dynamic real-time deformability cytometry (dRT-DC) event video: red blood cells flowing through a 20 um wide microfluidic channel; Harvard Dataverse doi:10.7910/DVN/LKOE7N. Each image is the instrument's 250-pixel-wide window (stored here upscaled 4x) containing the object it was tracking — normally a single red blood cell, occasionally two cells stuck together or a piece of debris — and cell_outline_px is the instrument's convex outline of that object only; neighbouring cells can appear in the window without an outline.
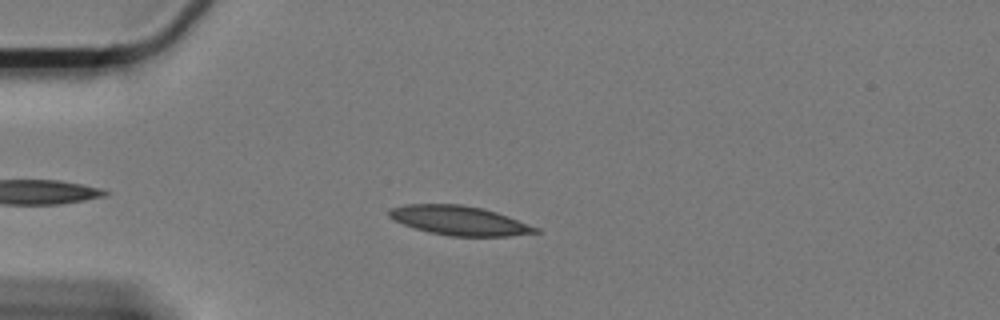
{"species": "Egyptian fruit bat (a non-hibernating species)", "species_latin": "Rousettus aegyptiacus", "temperature_condition": "cold", "stored_images_in_passage": 50, "camera_frame_rate_fps": 3000, "um_per_image_px": 0.085, "animal": {"sex": "female"}, "frame": {"image": 1, "passage_image": 9, "time_ms": 2.667, "image_size_px": [1000, 320], "cell_outline_px": [[540, 232], [508, 236], [452, 236], [428, 232], [404, 224], [388, 216], [388, 212], [392, 208], [404, 204], [460, 204], [480, 208], [496, 212], [508, 216], [540, 228]], "centroid_in_image_um": [39.06, 18.74], "position_along_channel_um": 45.9, "area_um2": 24.74}}
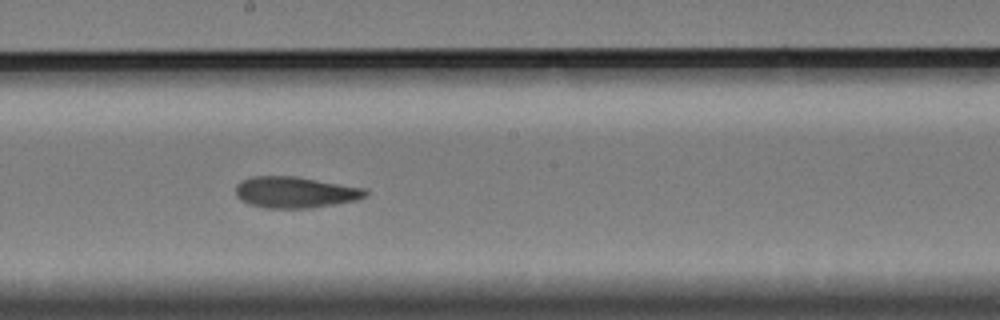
{"frame": {"image": 2, "passage_image": 27, "time_ms": 8.667, "image_size_px": [1000, 320], "cell_outline_px": [[368, 196], [356, 200], [312, 208], [264, 208], [248, 204], [240, 200], [236, 196], [236, 184], [240, 180], [252, 176], [296, 176], [364, 188], [368, 192]], "centroid_in_image_um": [25.05, 16.34], "position_along_channel_um": 223.1, "area_um2": 23.81}}
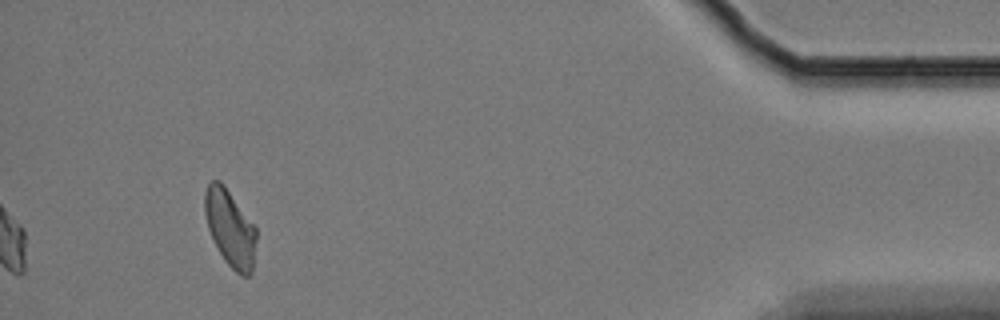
{"frame": {"image": 3, "passage_image": 50, "time_ms": 16.333, "image_size_px": [1000, 320], "cell_outline_px": [[256, 240], [252, 272], [248, 276], [240, 276], [224, 260], [208, 228], [204, 212], [204, 192], [208, 184], [212, 180], [220, 180], [224, 184], [256, 228]], "centroid_in_image_um": [19.55, 19.38], "position_along_channel_um": 415.6, "area_um2": 22.83}, "authors_computed_cell_mechanics": {"area_um2": 23.5246, "velocity_mm_per_s": 3.2933, "shape_relaxation_time_tau1_ms": 9.2047, "shape_relaxation_time_tau2_ms": 3.2007, "deformation_change_tau1": 0.1889, "deformation_change_tau2": 0.0795}}